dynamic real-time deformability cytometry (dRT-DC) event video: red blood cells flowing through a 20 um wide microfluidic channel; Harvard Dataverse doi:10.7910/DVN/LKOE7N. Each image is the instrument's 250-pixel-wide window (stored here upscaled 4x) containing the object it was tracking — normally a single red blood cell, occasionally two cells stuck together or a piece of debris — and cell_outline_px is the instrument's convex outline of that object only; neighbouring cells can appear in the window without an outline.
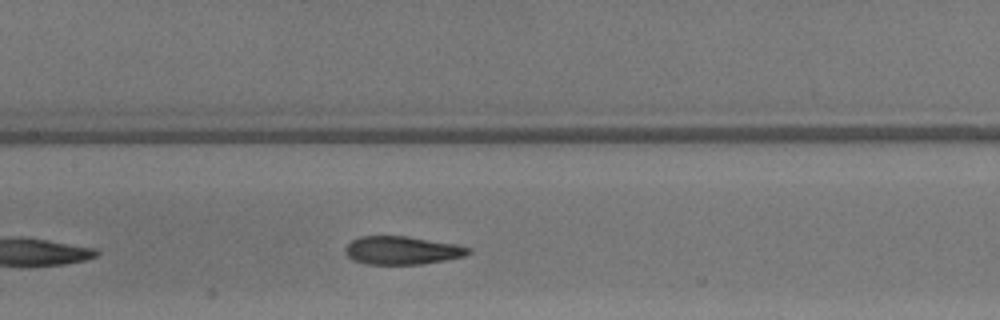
{"species": "common noctule bat (a hibernating species)", "species_latin": "Nyctalus noctula", "temperature_condition": "warm", "stored_images_in_passage": 22, "camera_frame_rate_fps": 3000, "um_per_image_px": 0.085, "animal": {"sex": "male", "body_mass_g": 13.3}, "frame": {"image": 1, "passage_image": 10, "time_ms": 3.0, "image_size_px": [1000, 320], "cell_outline_px": [[472, 252], [464, 256], [444, 260], [420, 264], [364, 264], [352, 260], [344, 252], [344, 248], [352, 240], [360, 236], [408, 236], [456, 244], [472, 248]], "centroid_in_image_um": [34.16, 21.28], "position_along_channel_um": 173.2, "area_um2": 20.35}}